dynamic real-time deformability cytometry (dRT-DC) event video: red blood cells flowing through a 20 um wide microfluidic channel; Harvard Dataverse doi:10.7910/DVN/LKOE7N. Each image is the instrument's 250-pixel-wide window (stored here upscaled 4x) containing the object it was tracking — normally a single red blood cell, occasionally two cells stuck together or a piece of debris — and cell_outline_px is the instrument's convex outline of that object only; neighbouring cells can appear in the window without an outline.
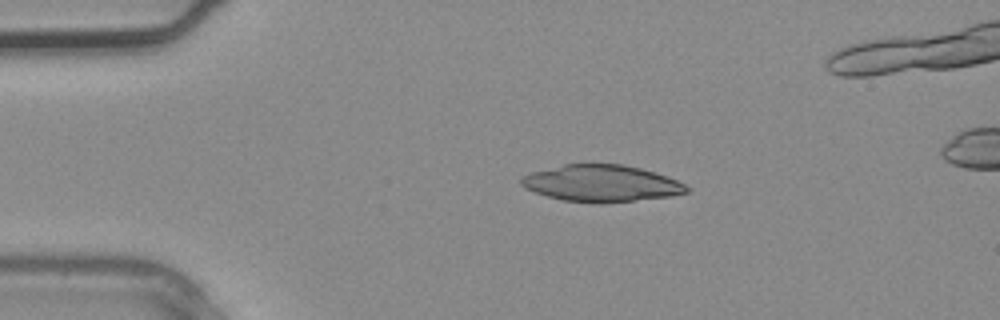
{"species": "common noctule bat (a hibernating species)", "species_latin": "Nyctalus noctula", "temperature_condition": "warm", "stored_images_in_passage": 4, "camera_frame_rate_fps": 3000, "um_per_image_px": 0.085, "animal": {"sex": "male", "body_mass_g": 20.4}, "frame": {"image": 1, "passage_image": 1, "time_ms": 0.0, "image_size_px": [1000, 320], "cell_outline_px": [[688, 192], [672, 196], [636, 200], [564, 200], [548, 196], [524, 188], [520, 184], [520, 180], [524, 176], [532, 172], [564, 164], [624, 164], [656, 172], [668, 176], [684, 184], [688, 188]], "centroid_in_image_um": [51.14, 15.54], "position_along_channel_um": 33.9, "area_um2": 34.28}}